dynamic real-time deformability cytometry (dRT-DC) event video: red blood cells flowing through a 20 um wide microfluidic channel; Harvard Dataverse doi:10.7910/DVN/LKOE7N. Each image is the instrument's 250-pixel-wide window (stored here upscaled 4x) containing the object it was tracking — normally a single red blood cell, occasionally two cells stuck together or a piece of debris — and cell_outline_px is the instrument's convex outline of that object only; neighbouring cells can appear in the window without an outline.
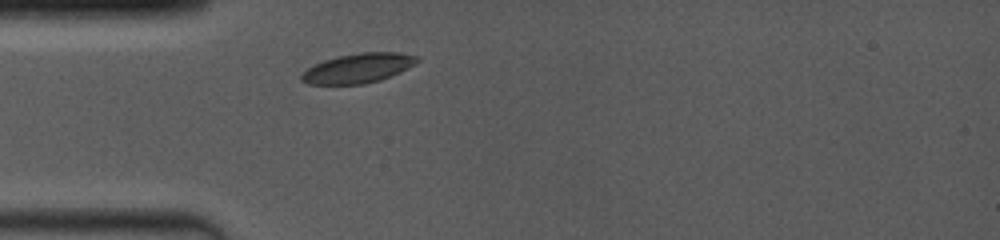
{"species": "common noctule bat (a hibernating species)", "species_latin": "Nyctalus noctula", "temperature_condition": "room temperature", "stored_images_in_passage": 1, "camera_frame_rate_fps": 4000, "um_per_image_px": 0.085, "animal": {"sex": "female", "body_mass_g": 19.0, "forearm_length_mm": 53.3}, "frame": {"image": 1, "passage_image": 1, "time_ms": 0.0, "image_size_px": [1000, 240], "cell_outline_px": [[420, 60], [416, 64], [400, 72], [380, 80], [364, 84], [308, 84], [300, 80], [300, 76], [308, 68], [324, 60], [340, 56], [360, 52], [396, 52], [420, 56]], "centroid_in_image_um": [30.48, 5.79], "position_along_channel_um": 54.5, "area_um2": 19.88}}